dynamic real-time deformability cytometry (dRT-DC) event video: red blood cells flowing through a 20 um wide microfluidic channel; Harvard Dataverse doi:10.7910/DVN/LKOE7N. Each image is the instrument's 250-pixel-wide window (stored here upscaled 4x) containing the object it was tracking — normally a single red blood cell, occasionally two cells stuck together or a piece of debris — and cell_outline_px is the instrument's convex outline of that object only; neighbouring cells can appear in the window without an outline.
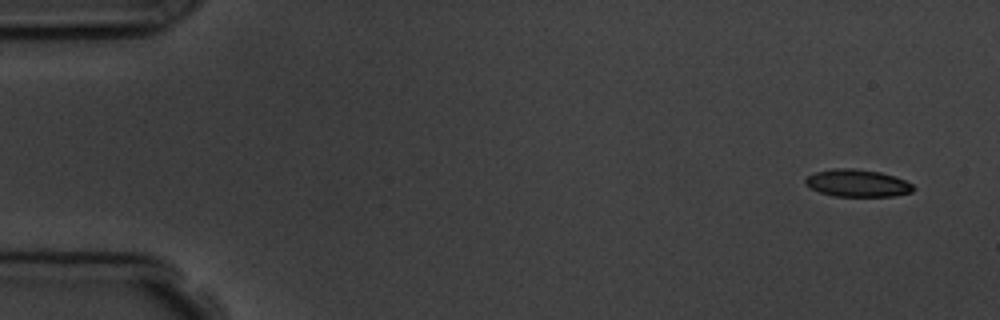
{"species": "common noctule bat (a hibernating species)", "species_latin": "Nyctalus noctula", "temperature_condition": "room temperature", "stored_images_in_passage": 4, "camera_frame_rate_fps": 3000, "um_per_image_px": 0.085, "animal": {"sex": "male", "body_mass_g": 19.5, "forearm_length_mm": 54.6}, "frame": {"image": 1, "passage_image": 1, "time_ms": 0.0, "image_size_px": [1000, 320], "cell_outline_px": [[916, 188], [912, 192], [896, 196], [832, 196], [820, 192], [804, 184], [804, 180], [808, 176], [816, 172], [832, 168], [856, 168], [880, 172], [904, 180], [912, 184]], "centroid_in_image_um": [72.88, 15.57], "position_along_channel_um": 12.1, "area_um2": 17.22}}
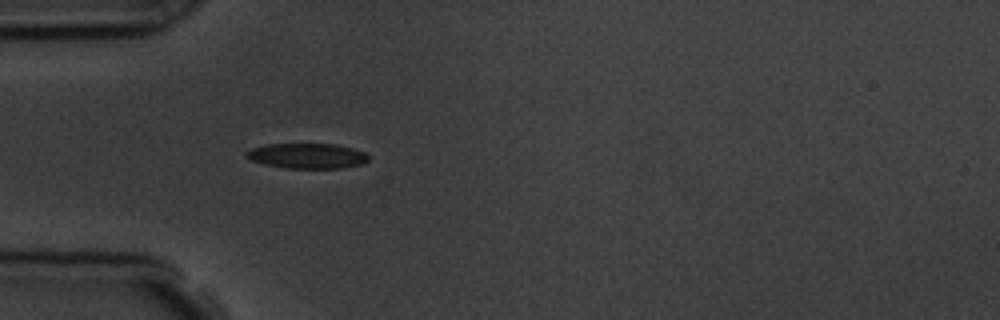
{"frame": {"image": 2, "passage_image": 4, "time_ms": 4.333, "image_size_px": [1000, 320], "cell_outline_px": [[368, 160], [364, 164], [344, 168], [284, 168], [264, 164], [252, 160], [244, 156], [244, 152], [252, 148], [264, 144], [336, 144], [352, 148], [364, 152], [368, 156]], "centroid_in_image_um": [26.1, 13.25], "position_along_channel_um": 58.9, "area_um2": 18.09}}